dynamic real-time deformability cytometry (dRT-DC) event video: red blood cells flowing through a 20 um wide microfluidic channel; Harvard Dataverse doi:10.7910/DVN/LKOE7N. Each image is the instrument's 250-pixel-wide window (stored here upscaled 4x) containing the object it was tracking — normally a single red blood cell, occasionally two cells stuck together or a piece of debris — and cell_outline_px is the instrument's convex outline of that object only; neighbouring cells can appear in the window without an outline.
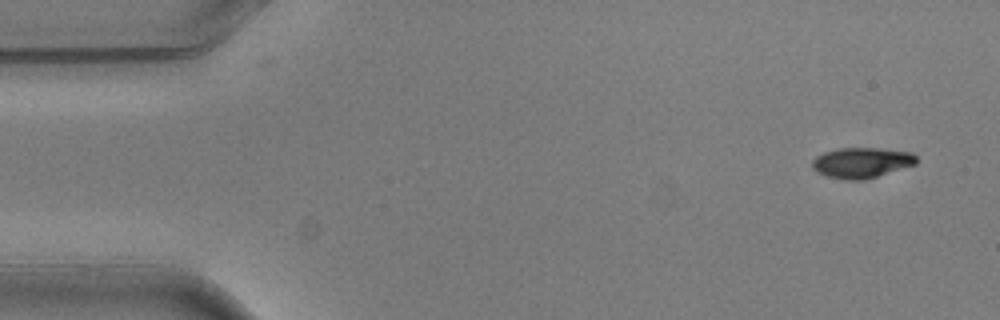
{"species": "common noctule bat (a hibernating species)", "species_latin": "Nyctalus noctula", "temperature_condition": "warm", "stored_images_in_passage": 9, "camera_frame_rate_fps": 3000, "um_per_image_px": 0.085, "animal": {"sex": "male", "body_mass_g": 20.5, "forearm_length_mm": 52.5}, "frame": {"image": 1, "passage_image": 1, "time_ms": 0.0, "image_size_px": [1000, 320], "cell_outline_px": [[916, 164], [864, 180], [848, 180], [828, 176], [816, 172], [812, 168], [812, 160], [816, 156], [824, 152], [836, 148], [880, 148], [912, 152], [916, 156]], "centroid_in_image_um": [73.22, 13.82], "position_along_channel_um": 11.8, "area_um2": 18.5}}
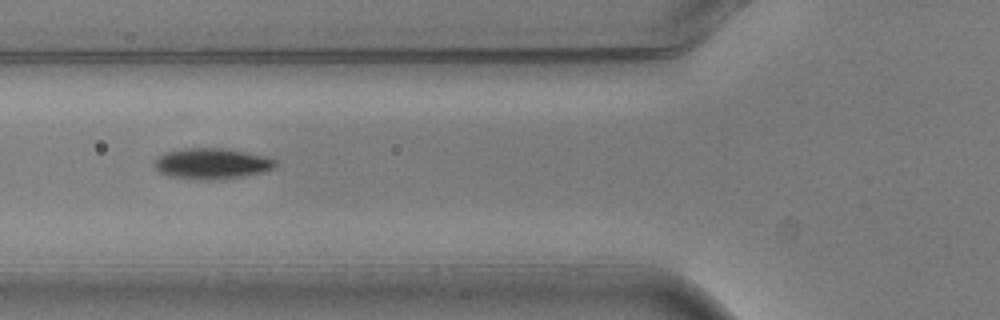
{"frame": {"image": 2, "passage_image": 5, "time_ms": 1.333, "image_size_px": [1000, 320], "cell_outline_px": [[276, 168], [260, 172], [240, 176], [212, 180], [188, 180], [168, 176], [160, 172], [152, 164], [160, 156], [168, 152], [188, 148], [224, 148], [264, 156], [276, 160]], "centroid_in_image_um": [17.98, 13.92], "position_along_channel_um": 107.8, "area_um2": 21.56}}
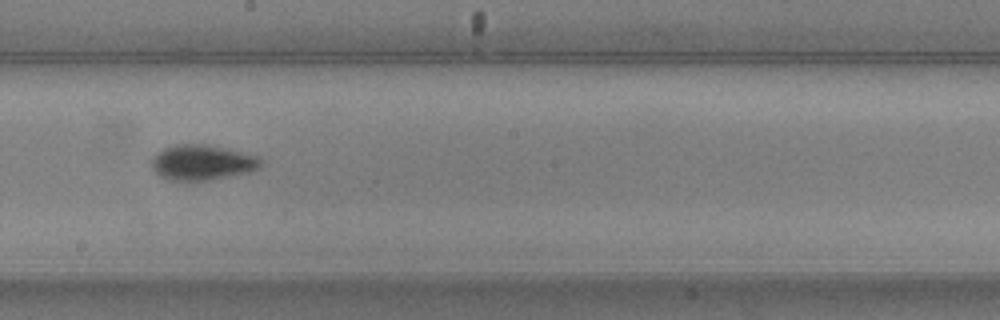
{"frame": {"image": 3, "passage_image": 8, "time_ms": 2.333, "image_size_px": [1000, 320], "cell_outline_px": [[264, 164], [260, 168], [248, 172], [208, 180], [168, 180], [160, 176], [152, 168], [152, 160], [156, 152], [164, 148], [176, 144], [208, 144], [260, 156], [264, 160]], "centroid_in_image_um": [17.23, 13.79], "position_along_channel_um": 231.0, "area_um2": 22.6}}